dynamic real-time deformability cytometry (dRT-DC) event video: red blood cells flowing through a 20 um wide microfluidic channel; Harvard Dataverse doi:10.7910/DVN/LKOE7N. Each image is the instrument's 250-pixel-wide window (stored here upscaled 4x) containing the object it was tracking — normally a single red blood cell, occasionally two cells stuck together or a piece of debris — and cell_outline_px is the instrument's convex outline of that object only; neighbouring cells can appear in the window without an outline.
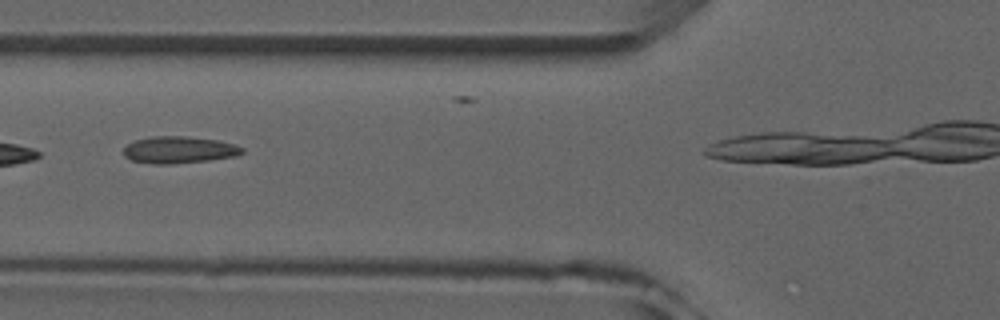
{"species": "common noctule bat (a hibernating species)", "species_latin": "Nyctalus noctula", "temperature_condition": "room temperature", "stored_images_in_passage": 4, "camera_frame_rate_fps": 3000, "um_per_image_px": 0.085, "animal": {"sex": "male", "forearm_length_mm": 52.5}, "frame": {"image": 1, "passage_image": 3, "time_ms": 2.0, "image_size_px": [1000, 320], "cell_outline_px": [[244, 152], [236, 156], [208, 160], [172, 164], [156, 164], [132, 160], [124, 156], [124, 148], [128, 144], [136, 140], [152, 136], [184, 136], [220, 140], [236, 144], [244, 148]], "centroid_in_image_um": [15.26, 12.73], "position_along_channel_um": 110.5, "area_um2": 18.61}}